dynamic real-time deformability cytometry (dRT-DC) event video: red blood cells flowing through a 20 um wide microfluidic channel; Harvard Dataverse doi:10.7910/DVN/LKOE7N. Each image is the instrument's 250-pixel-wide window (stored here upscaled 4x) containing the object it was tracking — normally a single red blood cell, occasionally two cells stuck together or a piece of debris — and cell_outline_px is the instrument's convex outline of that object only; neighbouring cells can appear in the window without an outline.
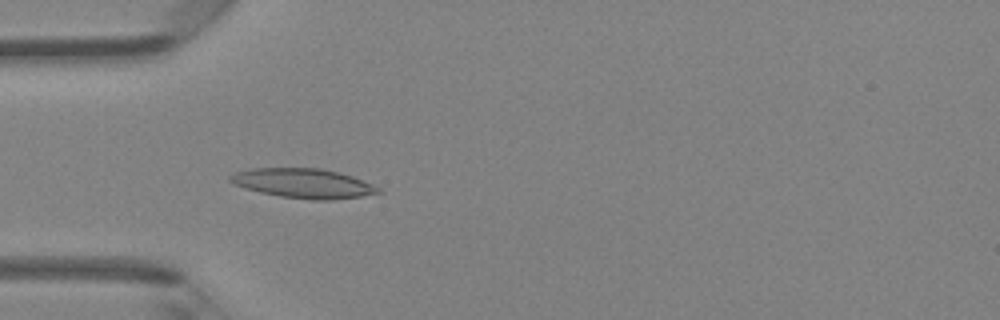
{"species": "Egyptian fruit bat (a non-hibernating species)", "species_latin": "Rousettus aegyptiacus", "temperature_condition": "room temperature", "stored_images_in_passage": 45, "camera_frame_rate_fps": 3000, "um_per_image_px": 0.085, "animal": {"sex": "female"}, "frame": {"image": 1, "passage_image": 13, "time_ms": 4.0, "image_size_px": [1000, 320], "cell_outline_px": [[380, 192], [360, 196], [332, 200], [312, 200], [280, 196], [260, 192], [236, 184], [228, 180], [228, 176], [236, 172], [252, 168], [320, 168], [352, 176], [372, 184], [380, 188]], "centroid_in_image_um": [25.78, 15.58], "position_along_channel_um": 59.2, "area_um2": 25.14}}
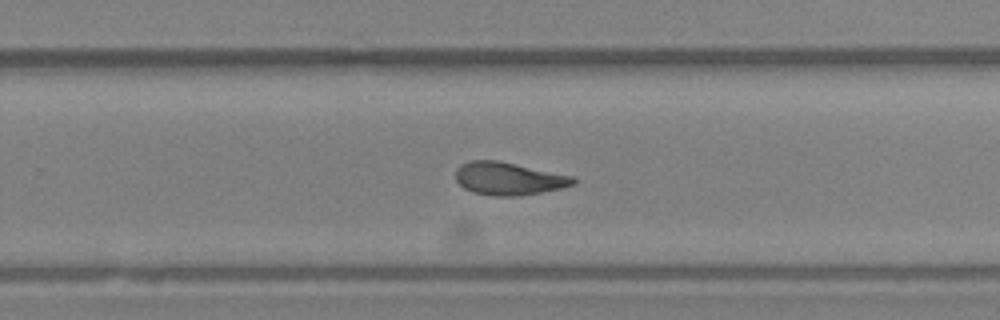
{"frame": {"image": 2, "passage_image": 29, "time_ms": 9.333, "image_size_px": [1000, 320], "cell_outline_px": [[576, 184], [564, 188], [520, 196], [496, 196], [472, 192], [464, 188], [456, 180], [456, 168], [460, 164], [468, 160], [500, 160], [576, 176]], "centroid_in_image_um": [43.28, 15.17], "position_along_channel_um": 286.5, "area_um2": 23.0}}
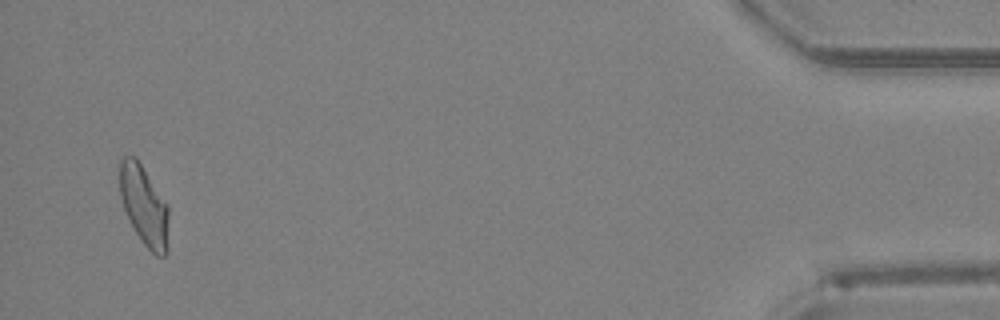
{"frame": {"image": 3, "passage_image": 44, "time_ms": 14.333, "image_size_px": [1000, 320], "cell_outline_px": [[168, 252], [164, 256], [156, 256], [144, 244], [136, 232], [124, 208], [120, 196], [120, 160], [124, 156], [136, 156], [168, 204]], "centroid_in_image_um": [12.27, 17.47], "position_along_channel_um": 422.9, "area_um2": 22.77}, "authors_computed_cell_mechanics": {"area_um2": 22.7732, "velocity_mm_per_s": 4.3282, "shape_relaxation_time_tau1_ms": 6.1493, "shape_relaxation_time_tau2_ms": 2.4509, "deformation_change_tau1": 0.1737, "deformation_change_tau2": 0.1029}}